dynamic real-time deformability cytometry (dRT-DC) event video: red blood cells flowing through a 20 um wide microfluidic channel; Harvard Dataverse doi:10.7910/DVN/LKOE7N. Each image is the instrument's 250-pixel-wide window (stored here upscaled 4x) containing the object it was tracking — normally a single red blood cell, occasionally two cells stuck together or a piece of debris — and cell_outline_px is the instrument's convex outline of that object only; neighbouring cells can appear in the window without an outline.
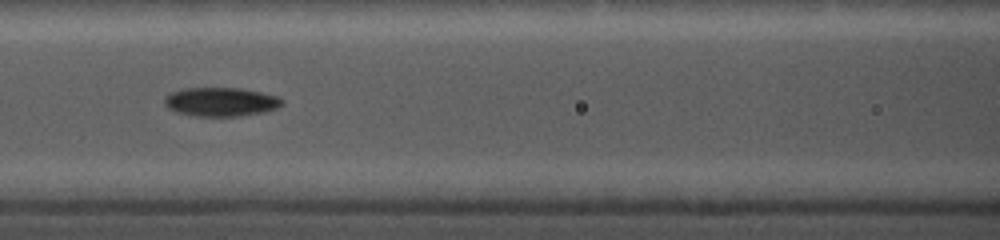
{"species": "common noctule bat (a hibernating species)", "species_latin": "Nyctalus noctula", "temperature_condition": "cold", "stored_images_in_passage": 16, "camera_frame_rate_fps": 5000, "um_per_image_px": 0.085, "animal": {"sex": "female", "body_mass_g": 19.0, "forearm_length_mm": 56.7}, "frame": {"image": 1, "passage_image": 6, "time_ms": 4.0, "image_size_px": [1000, 240], "cell_outline_px": [[284, 104], [276, 108], [264, 112], [240, 116], [196, 116], [176, 112], [168, 108], [164, 104], [164, 96], [180, 88], [240, 88], [280, 96], [284, 100]], "centroid_in_image_um": [18.78, 8.65], "position_along_channel_um": 147.8, "area_um2": 20.0}}
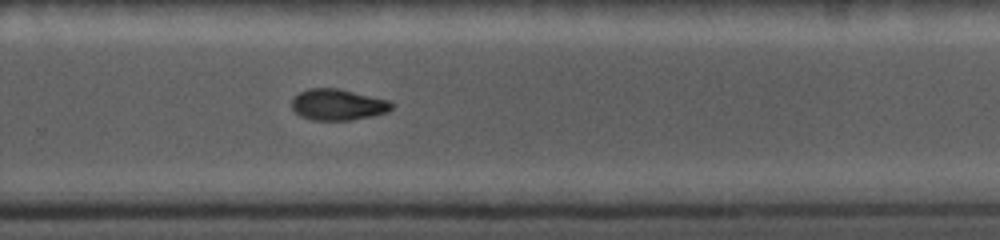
{"frame": {"image": 2, "passage_image": 11, "time_ms": 8.0, "image_size_px": [1000, 240], "cell_outline_px": [[396, 104], [388, 112], [372, 116], [352, 120], [312, 120], [300, 116], [292, 108], [292, 96], [308, 88], [340, 88], [388, 100]], "centroid_in_image_um": [28.72, 8.89], "position_along_channel_um": 301.1, "area_um2": 18.38}}
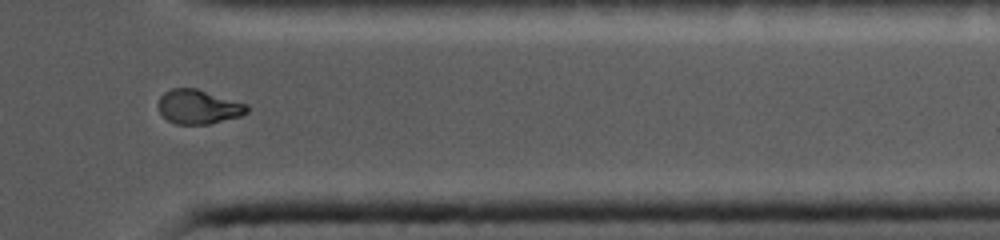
{"frame": {"image": 3, "passage_image": 14, "time_ms": 10.4, "image_size_px": [1000, 240], "cell_outline_px": [[248, 112], [240, 116], [212, 124], [176, 124], [168, 120], [160, 112], [156, 104], [160, 96], [164, 92], [172, 88], [196, 88], [248, 104]], "centroid_in_image_um": [16.86, 9.08], "position_along_channel_um": 394.5, "area_um2": 17.86}}